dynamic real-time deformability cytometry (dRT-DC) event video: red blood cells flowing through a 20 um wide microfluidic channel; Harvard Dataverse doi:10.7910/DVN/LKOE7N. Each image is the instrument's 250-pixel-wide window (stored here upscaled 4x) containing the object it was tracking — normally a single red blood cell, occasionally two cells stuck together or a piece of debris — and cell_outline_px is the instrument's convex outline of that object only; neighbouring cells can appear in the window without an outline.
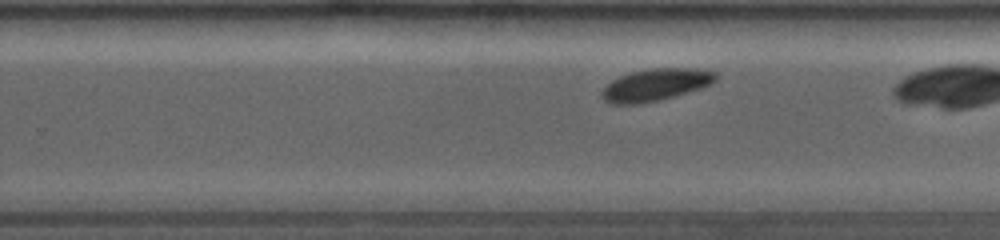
{"species": "common noctule bat (a hibernating species)", "species_latin": "Nyctalus noctula", "temperature_condition": "room temperature", "stored_images_in_passage": 29, "camera_frame_rate_fps": 4000, "um_per_image_px": 0.085, "animal": {"sex": "female", "body_mass_g": 19.0, "forearm_length_mm": 53.3}, "frame": {"image": 1, "passage_image": 13, "time_ms": 5.25, "image_size_px": [1000, 240], "cell_outline_px": [[716, 80], [712, 84], [700, 88], [672, 96], [640, 104], [608, 104], [600, 96], [600, 92], [612, 80], [620, 76], [632, 72], [652, 68], [696, 68], [716, 72]], "centroid_in_image_um": [55.69, 7.2], "position_along_channel_um": 274.1, "area_um2": 21.15}, "authors_computed_cell_mechanics": {"area_um2": 20.7502, "velocity_mm_per_s": 3.9524, "shape_relaxation_time_tau1_ms": 0.6146, "shape_relaxation_time_tau2_ms": null, "deformation_change_tau1": 0.048, "deformation_change_tau2": null}}